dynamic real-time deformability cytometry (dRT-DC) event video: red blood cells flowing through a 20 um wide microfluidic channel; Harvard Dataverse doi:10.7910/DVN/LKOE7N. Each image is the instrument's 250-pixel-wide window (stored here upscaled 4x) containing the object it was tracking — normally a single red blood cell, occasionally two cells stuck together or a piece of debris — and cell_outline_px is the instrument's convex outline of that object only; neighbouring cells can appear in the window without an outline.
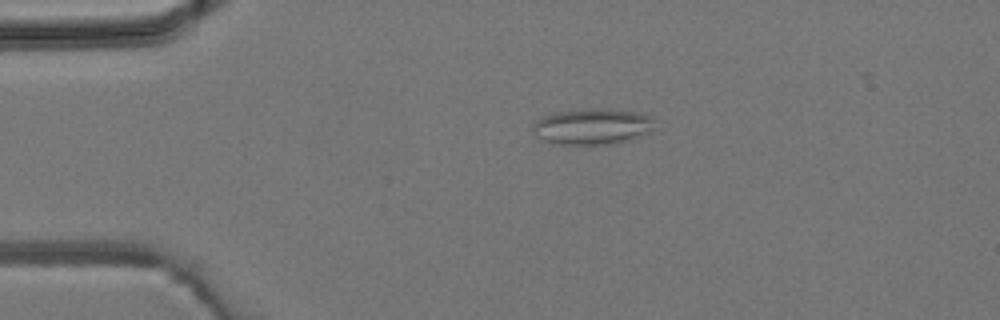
{"species": "common noctule bat (a hibernating species)", "species_latin": "Nyctalus noctula", "temperature_condition": "room temperature", "stored_images_in_passage": 3, "camera_frame_rate_fps": 3000, "um_per_image_px": 0.085, "animal": {"sex": "male", "body_mass_g": 19.2, "forearm_length_mm": 51.8}, "frame": {"image": 1, "passage_image": 2, "time_ms": 1.333, "image_size_px": [1000, 320], "cell_outline_px": [[652, 132], [612, 144], [552, 144], [540, 140], [532, 132], [532, 124], [536, 120], [552, 112], [596, 108], [608, 108], [636, 112], [652, 116]], "centroid_in_image_um": [50.28, 10.75], "position_along_channel_um": 34.7, "area_um2": 25.78}}